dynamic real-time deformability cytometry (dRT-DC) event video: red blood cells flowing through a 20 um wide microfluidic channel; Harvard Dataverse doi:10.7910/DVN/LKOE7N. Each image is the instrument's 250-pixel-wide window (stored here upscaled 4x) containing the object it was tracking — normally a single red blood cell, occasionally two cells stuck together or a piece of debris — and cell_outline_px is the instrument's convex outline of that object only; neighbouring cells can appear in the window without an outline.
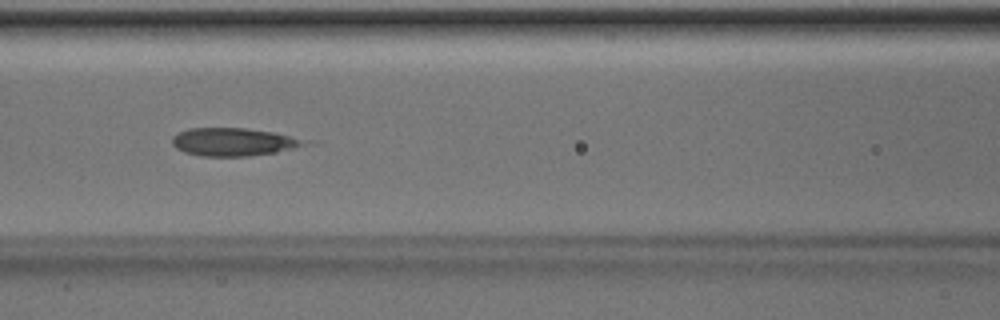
{"species": "Egyptian fruit bat (a non-hibernating species)", "species_latin": "Rousettus aegyptiacus", "temperature_condition": "room temperature", "stored_images_in_passage": 49, "camera_frame_rate_fps": 3000, "um_per_image_px": 0.085, "animal": {"sex": "male"}, "frame": {"image": 1, "passage_image": 21, "time_ms": 6.667, "image_size_px": [1000, 320], "cell_outline_px": [[316, 144], [276, 152], [248, 156], [200, 156], [184, 152], [176, 148], [172, 144], [172, 136], [188, 128], [244, 128], [272, 132], [316, 140]], "centroid_in_image_um": [19.99, 12.06], "position_along_channel_um": 146.6, "area_um2": 22.14}}
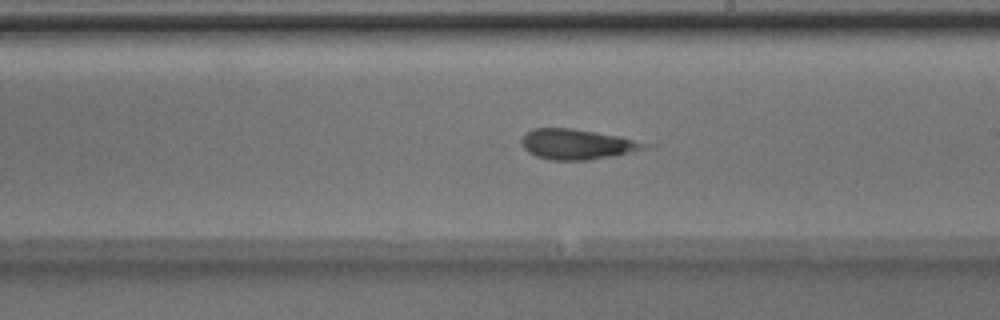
{"frame": {"image": 2, "passage_image": 28, "time_ms": 9.0, "image_size_px": [1000, 320], "cell_outline_px": [[660, 144], [632, 152], [612, 156], [588, 160], [548, 160], [536, 156], [528, 152], [524, 148], [520, 140], [532, 128], [572, 128], [620, 136]], "centroid_in_image_um": [49.15, 12.26], "position_along_channel_um": 239.9, "area_um2": 22.08}}
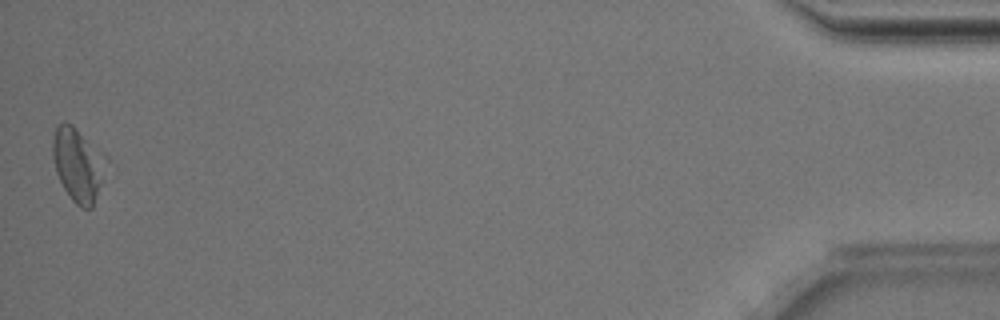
{"frame": {"image": 3, "passage_image": 49, "time_ms": 16.0, "image_size_px": [1000, 320], "cell_outline_px": [[108, 160], [92, 208], [80, 208], [72, 200], [64, 188], [56, 172], [52, 156], [52, 140], [56, 128], [60, 124], [72, 124], [108, 156]], "centroid_in_image_um": [6.64, 13.98], "position_along_channel_um": 428.6, "area_um2": 22.77}, "authors_computed_cell_mechanics": {"area_um2": 22.0796, "velocity_mm_per_s": 4.012, "shape_relaxation_time_tau1_ms": null, "shape_relaxation_time_tau2_ms": 4.4327, "deformation_change_tau1": null, "deformation_change_tau2": 0.1722}}